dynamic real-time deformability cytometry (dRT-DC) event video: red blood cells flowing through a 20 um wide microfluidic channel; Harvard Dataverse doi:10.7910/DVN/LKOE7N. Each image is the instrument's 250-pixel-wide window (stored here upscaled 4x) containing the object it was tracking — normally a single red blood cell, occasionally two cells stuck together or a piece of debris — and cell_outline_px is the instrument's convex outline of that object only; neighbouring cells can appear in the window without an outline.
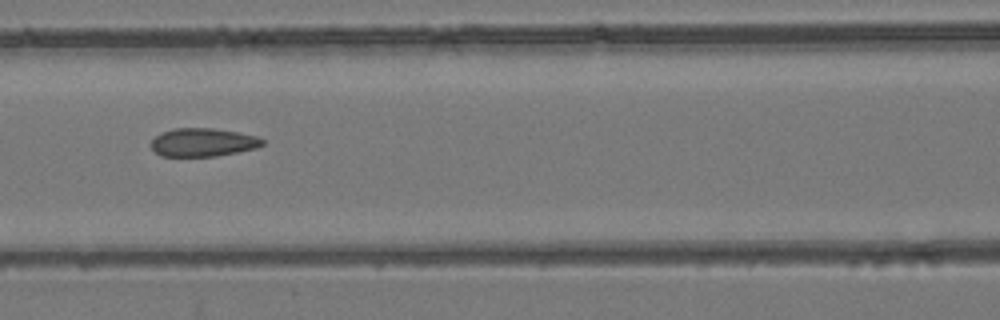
{"species": "common noctule bat (a hibernating species)", "species_latin": "Nyctalus noctula", "temperature_condition": "room temperature", "stored_images_in_passage": 7, "camera_frame_rate_fps": 3000, "um_per_image_px": 0.085, "animal": {"sex": "female", "body_mass_g": 24.6, "forearm_length_mm": 56.2}, "frame": {"image": 1, "passage_image": 4, "time_ms": 6.667, "image_size_px": [1000, 320], "cell_outline_px": [[264, 144], [256, 148], [216, 156], [160, 156], [148, 144], [160, 132], [176, 128], [212, 128], [260, 136], [264, 140]], "centroid_in_image_um": [17.24, 12.09], "position_along_channel_um": 149.4, "area_um2": 18.44}}
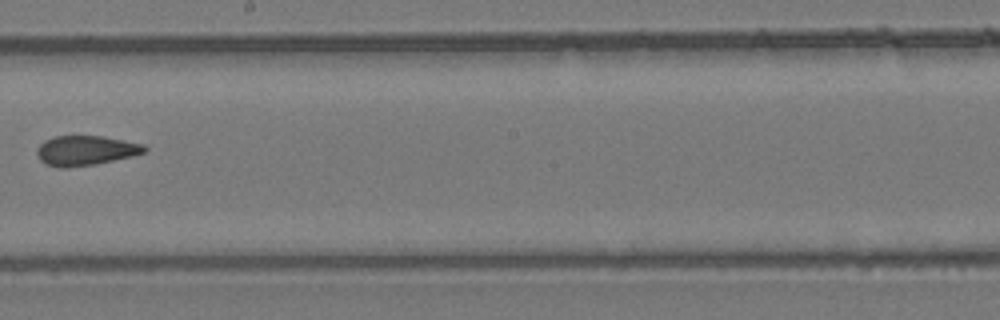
{"frame": {"image": 2, "passage_image": 6, "time_ms": 9.0, "image_size_px": [1000, 320], "cell_outline_px": [[148, 152], [132, 156], [96, 164], [68, 168], [60, 168], [48, 164], [40, 160], [36, 152], [40, 144], [44, 140], [56, 136], [104, 136], [144, 144], [148, 148]], "centroid_in_image_um": [7.32, 12.79], "position_along_channel_um": 240.9, "area_um2": 18.79}}
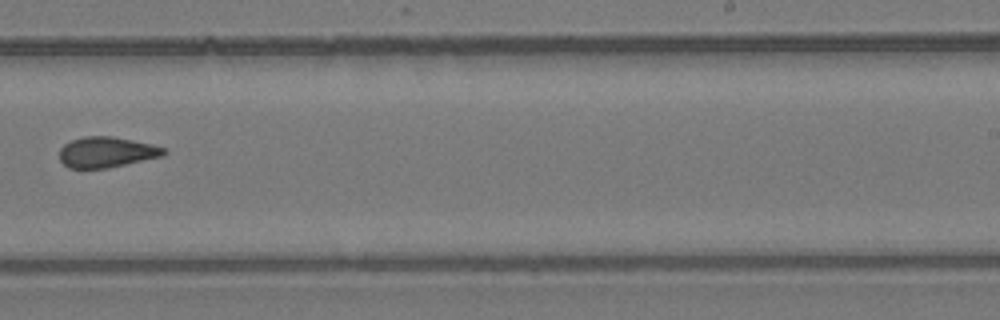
{"frame": {"image": 3, "passage_image": 7, "time_ms": 10.0, "image_size_px": [1000, 320], "cell_outline_px": [[168, 152], [164, 156], [108, 168], [68, 168], [60, 160], [60, 148], [64, 144], [72, 140], [84, 136], [112, 136], [152, 144], [168, 148]], "centroid_in_image_um": [9.1, 12.93], "position_along_channel_um": 279.9, "area_um2": 18.79}}